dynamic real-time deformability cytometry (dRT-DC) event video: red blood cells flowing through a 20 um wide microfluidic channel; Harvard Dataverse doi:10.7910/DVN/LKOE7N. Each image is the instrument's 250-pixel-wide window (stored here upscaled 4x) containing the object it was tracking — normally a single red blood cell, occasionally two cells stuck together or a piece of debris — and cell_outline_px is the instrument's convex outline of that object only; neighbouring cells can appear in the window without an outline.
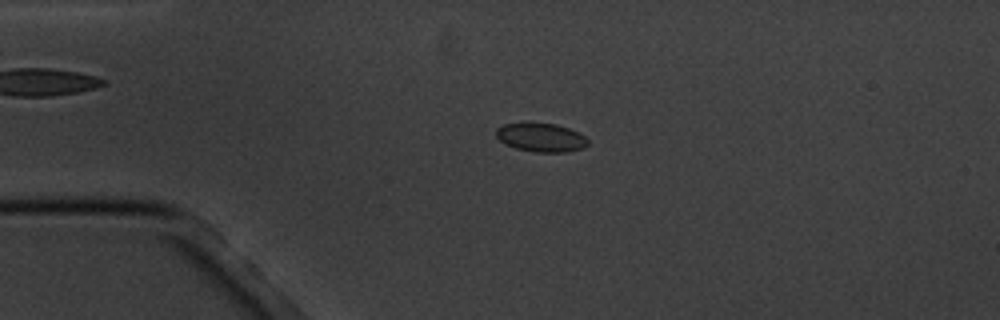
{"species": "common noctule bat (a hibernating species)", "species_latin": "Nyctalus noctula", "temperature_condition": "cold", "stored_images_in_passage": 5, "camera_frame_rate_fps": 3000, "um_per_image_px": 0.085, "animal": {"sex": "male", "body_mass_g": 20.1, "forearm_length_mm": 53.5}, "frame": {"image": 1, "passage_image": 4, "time_ms": 3.333, "image_size_px": [1000, 320], "cell_outline_px": [[588, 144], [584, 148], [564, 152], [536, 152], [516, 148], [500, 140], [496, 136], [496, 128], [504, 124], [556, 124], [580, 132], [588, 140]], "centroid_in_image_um": [46.03, 11.69], "position_along_channel_um": 39.0, "area_um2": 15.03}}